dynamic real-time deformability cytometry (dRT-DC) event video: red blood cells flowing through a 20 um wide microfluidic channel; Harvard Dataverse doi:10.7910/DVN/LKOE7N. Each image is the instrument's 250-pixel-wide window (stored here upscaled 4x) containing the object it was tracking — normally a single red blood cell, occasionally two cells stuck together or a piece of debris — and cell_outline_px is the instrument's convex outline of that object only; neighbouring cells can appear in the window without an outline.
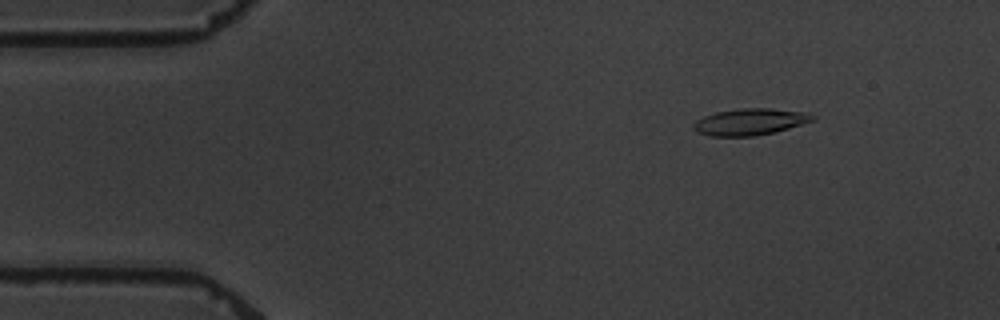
{"species": "common noctule bat (a hibernating species)", "species_latin": "Nyctalus noctula", "temperature_condition": "warm", "stored_images_in_passage": 10, "camera_frame_rate_fps": 3000, "um_per_image_px": 0.085, "animal": {"sex": "male", "body_mass_g": 19.5, "forearm_length_mm": 54.6}, "frame": {"image": 1, "passage_image": 1, "time_ms": 0.0, "image_size_px": [1000, 320], "cell_outline_px": [[816, 120], [776, 132], [752, 136], [712, 136], [696, 132], [692, 128], [692, 124], [696, 120], [704, 116], [716, 112], [740, 108], [772, 108], [808, 112], [816, 116]], "centroid_in_image_um": [63.78, 10.35], "position_along_channel_um": 21.2, "area_um2": 18.73}}
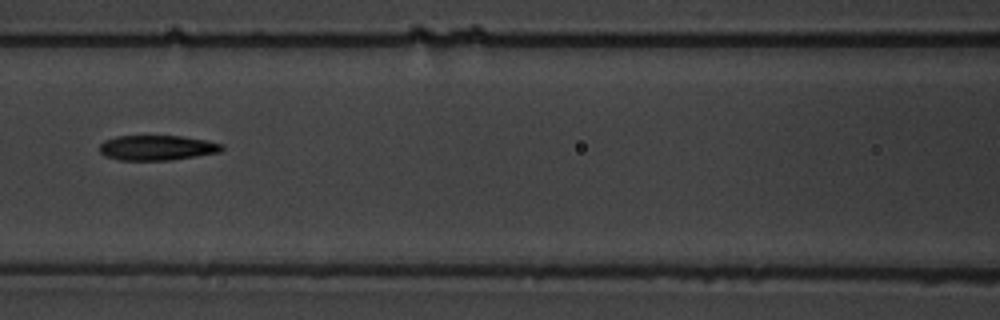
{"frame": {"image": 2, "passage_image": 6, "time_ms": 6.0, "image_size_px": [1000, 320], "cell_outline_px": [[224, 148], [220, 152], [172, 160], [120, 160], [104, 156], [100, 152], [100, 144], [104, 140], [116, 136], [180, 136], [208, 140], [224, 144]], "centroid_in_image_um": [13.36, 12.56], "position_along_channel_um": 153.2, "area_um2": 17.98}}
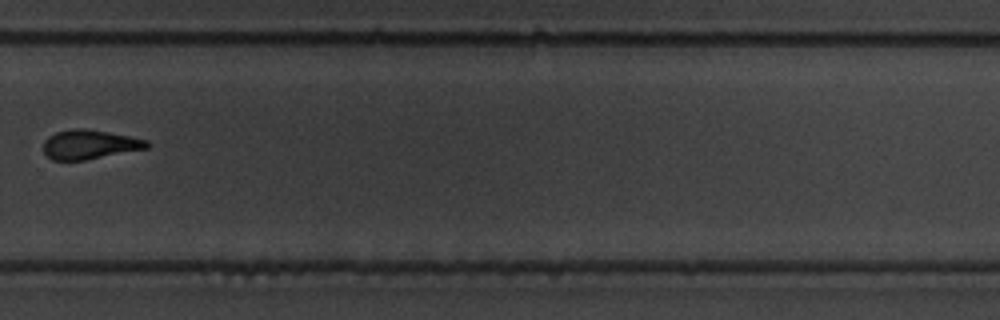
{"frame": {"image": 3, "passage_image": 10, "time_ms": 11.0, "image_size_px": [1000, 320], "cell_outline_px": [[152, 144], [148, 148], [84, 160], [52, 160], [44, 152], [44, 140], [48, 136], [56, 132], [72, 128], [84, 128], [108, 132], [148, 140]], "centroid_in_image_um": [7.62, 12.27], "position_along_channel_um": 322.2, "area_um2": 17.63}}